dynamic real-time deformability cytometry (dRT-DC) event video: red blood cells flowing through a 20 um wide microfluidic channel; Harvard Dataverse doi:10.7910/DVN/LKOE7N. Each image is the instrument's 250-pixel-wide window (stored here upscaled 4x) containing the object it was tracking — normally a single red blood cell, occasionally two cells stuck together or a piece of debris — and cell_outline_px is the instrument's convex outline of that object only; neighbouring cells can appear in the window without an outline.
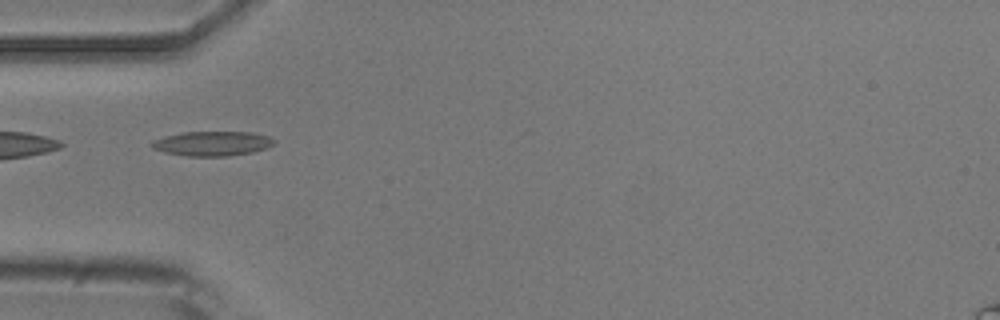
{"species": "common noctule bat (a hibernating species)", "species_latin": "Nyctalus noctula", "temperature_condition": "room temperature", "stored_images_in_passage": 3, "camera_frame_rate_fps": 3000, "um_per_image_px": 0.085, "animal": {"sex": "male", "body_mass_g": 20.5, "forearm_length_mm": 52.5}, "frame": {"image": 1, "passage_image": 2, "time_ms": 1.0, "image_size_px": [1000, 320], "cell_outline_px": [[276, 144], [268, 148], [252, 152], [228, 156], [188, 156], [164, 152], [152, 148], [148, 144], [152, 140], [164, 136], [180, 132], [252, 132], [268, 136], [276, 140]], "centroid_in_image_um": [18.04, 12.19], "position_along_channel_um": 67.0, "area_um2": 17.8}}
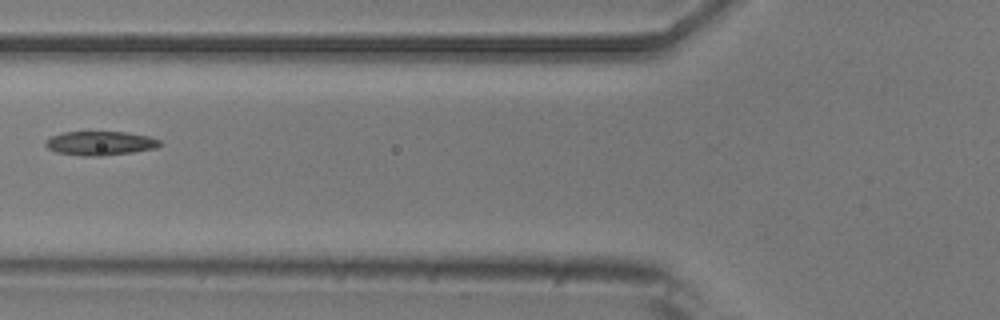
{"frame": {"image": 2, "passage_image": 3, "time_ms": 2.333, "image_size_px": [1000, 320], "cell_outline_px": [[164, 144], [156, 148], [132, 152], [104, 156], [84, 156], [56, 152], [48, 148], [44, 144], [44, 140], [52, 136], [64, 132], [128, 132], [148, 136], [160, 140]], "centroid_in_image_um": [8.53, 12.18], "position_along_channel_um": 117.3, "area_um2": 16.13}}